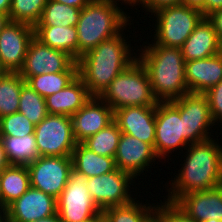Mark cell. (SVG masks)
<instances>
[{"mask_svg":"<svg viewBox=\"0 0 222 222\" xmlns=\"http://www.w3.org/2000/svg\"><path fill=\"white\" fill-rule=\"evenodd\" d=\"M27 169L31 187L57 199L69 180L72 159L71 156H40Z\"/></svg>","mask_w":222,"mask_h":222,"instance_id":"obj_13","label":"cell"},{"mask_svg":"<svg viewBox=\"0 0 222 222\" xmlns=\"http://www.w3.org/2000/svg\"><path fill=\"white\" fill-rule=\"evenodd\" d=\"M10 166V163L7 159L3 143L0 139V172Z\"/></svg>","mask_w":222,"mask_h":222,"instance_id":"obj_42","label":"cell"},{"mask_svg":"<svg viewBox=\"0 0 222 222\" xmlns=\"http://www.w3.org/2000/svg\"><path fill=\"white\" fill-rule=\"evenodd\" d=\"M114 159L116 167L132 175L135 180L143 179L144 171L149 169L151 172L150 168L152 169L156 162L157 165L159 162L163 163V160L160 161L150 144L124 133H121ZM141 174L142 176L139 178L138 176Z\"/></svg>","mask_w":222,"mask_h":222,"instance_id":"obj_14","label":"cell"},{"mask_svg":"<svg viewBox=\"0 0 222 222\" xmlns=\"http://www.w3.org/2000/svg\"><path fill=\"white\" fill-rule=\"evenodd\" d=\"M121 6L122 3L114 0H91L81 9L76 25L78 59L133 22L134 19Z\"/></svg>","mask_w":222,"mask_h":222,"instance_id":"obj_4","label":"cell"},{"mask_svg":"<svg viewBox=\"0 0 222 222\" xmlns=\"http://www.w3.org/2000/svg\"><path fill=\"white\" fill-rule=\"evenodd\" d=\"M121 133L118 124L113 121L106 128L87 138L82 144L98 155L114 158Z\"/></svg>","mask_w":222,"mask_h":222,"instance_id":"obj_31","label":"cell"},{"mask_svg":"<svg viewBox=\"0 0 222 222\" xmlns=\"http://www.w3.org/2000/svg\"><path fill=\"white\" fill-rule=\"evenodd\" d=\"M33 124L22 113L15 112L0 118V136L23 137L34 134Z\"/></svg>","mask_w":222,"mask_h":222,"instance_id":"obj_34","label":"cell"},{"mask_svg":"<svg viewBox=\"0 0 222 222\" xmlns=\"http://www.w3.org/2000/svg\"><path fill=\"white\" fill-rule=\"evenodd\" d=\"M78 76V71L40 74L29 77L25 82L39 95L46 98L61 91Z\"/></svg>","mask_w":222,"mask_h":222,"instance_id":"obj_30","label":"cell"},{"mask_svg":"<svg viewBox=\"0 0 222 222\" xmlns=\"http://www.w3.org/2000/svg\"><path fill=\"white\" fill-rule=\"evenodd\" d=\"M71 121L75 140L82 143L114 121V110L98 96H92L71 116Z\"/></svg>","mask_w":222,"mask_h":222,"instance_id":"obj_17","label":"cell"},{"mask_svg":"<svg viewBox=\"0 0 222 222\" xmlns=\"http://www.w3.org/2000/svg\"><path fill=\"white\" fill-rule=\"evenodd\" d=\"M202 222H222V220L208 219V220H204Z\"/></svg>","mask_w":222,"mask_h":222,"instance_id":"obj_51","label":"cell"},{"mask_svg":"<svg viewBox=\"0 0 222 222\" xmlns=\"http://www.w3.org/2000/svg\"><path fill=\"white\" fill-rule=\"evenodd\" d=\"M114 1H118L120 3H122L123 5L126 4L123 8L126 10V8H128V6H131L133 9V4L135 0H114ZM127 6V7H126ZM126 7V8H125Z\"/></svg>","mask_w":222,"mask_h":222,"instance_id":"obj_47","label":"cell"},{"mask_svg":"<svg viewBox=\"0 0 222 222\" xmlns=\"http://www.w3.org/2000/svg\"><path fill=\"white\" fill-rule=\"evenodd\" d=\"M48 0H11L9 20L29 24L33 27L39 22Z\"/></svg>","mask_w":222,"mask_h":222,"instance_id":"obj_33","label":"cell"},{"mask_svg":"<svg viewBox=\"0 0 222 222\" xmlns=\"http://www.w3.org/2000/svg\"><path fill=\"white\" fill-rule=\"evenodd\" d=\"M10 165L28 166L39 158L34 134L23 137L0 136Z\"/></svg>","mask_w":222,"mask_h":222,"instance_id":"obj_26","label":"cell"},{"mask_svg":"<svg viewBox=\"0 0 222 222\" xmlns=\"http://www.w3.org/2000/svg\"><path fill=\"white\" fill-rule=\"evenodd\" d=\"M0 222H8L7 210L5 208H0Z\"/></svg>","mask_w":222,"mask_h":222,"instance_id":"obj_46","label":"cell"},{"mask_svg":"<svg viewBox=\"0 0 222 222\" xmlns=\"http://www.w3.org/2000/svg\"><path fill=\"white\" fill-rule=\"evenodd\" d=\"M18 112L26 116L35 125L39 124L49 114L45 98L27 83L21 88Z\"/></svg>","mask_w":222,"mask_h":222,"instance_id":"obj_32","label":"cell"},{"mask_svg":"<svg viewBox=\"0 0 222 222\" xmlns=\"http://www.w3.org/2000/svg\"><path fill=\"white\" fill-rule=\"evenodd\" d=\"M34 36L33 26L14 21H9L0 32V60L8 72H19L23 67Z\"/></svg>","mask_w":222,"mask_h":222,"instance_id":"obj_15","label":"cell"},{"mask_svg":"<svg viewBox=\"0 0 222 222\" xmlns=\"http://www.w3.org/2000/svg\"><path fill=\"white\" fill-rule=\"evenodd\" d=\"M156 106H132L114 111V121L124 134H129L139 140L155 144Z\"/></svg>","mask_w":222,"mask_h":222,"instance_id":"obj_18","label":"cell"},{"mask_svg":"<svg viewBox=\"0 0 222 222\" xmlns=\"http://www.w3.org/2000/svg\"><path fill=\"white\" fill-rule=\"evenodd\" d=\"M204 94L208 99L213 122L220 127L222 125V80Z\"/></svg>","mask_w":222,"mask_h":222,"instance_id":"obj_36","label":"cell"},{"mask_svg":"<svg viewBox=\"0 0 222 222\" xmlns=\"http://www.w3.org/2000/svg\"><path fill=\"white\" fill-rule=\"evenodd\" d=\"M156 202V213L162 218L163 222H196L182 211L174 202L160 200Z\"/></svg>","mask_w":222,"mask_h":222,"instance_id":"obj_35","label":"cell"},{"mask_svg":"<svg viewBox=\"0 0 222 222\" xmlns=\"http://www.w3.org/2000/svg\"><path fill=\"white\" fill-rule=\"evenodd\" d=\"M80 12V8L48 0L35 26H76Z\"/></svg>","mask_w":222,"mask_h":222,"instance_id":"obj_29","label":"cell"},{"mask_svg":"<svg viewBox=\"0 0 222 222\" xmlns=\"http://www.w3.org/2000/svg\"><path fill=\"white\" fill-rule=\"evenodd\" d=\"M0 208H2L1 191H0Z\"/></svg>","mask_w":222,"mask_h":222,"instance_id":"obj_52","label":"cell"},{"mask_svg":"<svg viewBox=\"0 0 222 222\" xmlns=\"http://www.w3.org/2000/svg\"><path fill=\"white\" fill-rule=\"evenodd\" d=\"M150 17L155 23L151 25L149 22L148 25L154 28L151 31H155L151 32V37L148 38H152L151 41L156 45L180 48L204 15L198 9L181 4L158 8L149 14Z\"/></svg>","mask_w":222,"mask_h":222,"instance_id":"obj_6","label":"cell"},{"mask_svg":"<svg viewBox=\"0 0 222 222\" xmlns=\"http://www.w3.org/2000/svg\"><path fill=\"white\" fill-rule=\"evenodd\" d=\"M175 204L196 222L222 220V185L215 189L182 195Z\"/></svg>","mask_w":222,"mask_h":222,"instance_id":"obj_19","label":"cell"},{"mask_svg":"<svg viewBox=\"0 0 222 222\" xmlns=\"http://www.w3.org/2000/svg\"><path fill=\"white\" fill-rule=\"evenodd\" d=\"M92 97L83 83L77 76L61 91L45 98L49 114L72 116L83 107Z\"/></svg>","mask_w":222,"mask_h":222,"instance_id":"obj_22","label":"cell"},{"mask_svg":"<svg viewBox=\"0 0 222 222\" xmlns=\"http://www.w3.org/2000/svg\"><path fill=\"white\" fill-rule=\"evenodd\" d=\"M182 5L202 10L205 5V0H182Z\"/></svg>","mask_w":222,"mask_h":222,"instance_id":"obj_41","label":"cell"},{"mask_svg":"<svg viewBox=\"0 0 222 222\" xmlns=\"http://www.w3.org/2000/svg\"><path fill=\"white\" fill-rule=\"evenodd\" d=\"M190 145L184 138L183 118H180L179 110L171 102H158L155 117V144L154 151L157 157L171 160L172 152L183 153ZM178 150V151H177ZM170 155V156H169ZM166 157L168 159H166ZM166 159V160H165Z\"/></svg>","mask_w":222,"mask_h":222,"instance_id":"obj_8","label":"cell"},{"mask_svg":"<svg viewBox=\"0 0 222 222\" xmlns=\"http://www.w3.org/2000/svg\"><path fill=\"white\" fill-rule=\"evenodd\" d=\"M35 37L43 44L64 51L78 60V36L76 26H35Z\"/></svg>","mask_w":222,"mask_h":222,"instance_id":"obj_23","label":"cell"},{"mask_svg":"<svg viewBox=\"0 0 222 222\" xmlns=\"http://www.w3.org/2000/svg\"><path fill=\"white\" fill-rule=\"evenodd\" d=\"M141 4V5H140ZM182 0H135L133 7L142 6L145 11V15L156 11L158 8L170 6V5H181ZM149 12V13H146Z\"/></svg>","mask_w":222,"mask_h":222,"instance_id":"obj_37","label":"cell"},{"mask_svg":"<svg viewBox=\"0 0 222 222\" xmlns=\"http://www.w3.org/2000/svg\"><path fill=\"white\" fill-rule=\"evenodd\" d=\"M34 222H61V220L60 217L57 214H55L46 218L39 219Z\"/></svg>","mask_w":222,"mask_h":222,"instance_id":"obj_45","label":"cell"},{"mask_svg":"<svg viewBox=\"0 0 222 222\" xmlns=\"http://www.w3.org/2000/svg\"><path fill=\"white\" fill-rule=\"evenodd\" d=\"M216 137L190 144L184 155L180 154L184 159L180 160L181 169H178V173L175 171L173 180L171 178L165 183V192H168L164 197L166 201L175 203L182 195L222 185V141L219 144Z\"/></svg>","mask_w":222,"mask_h":222,"instance_id":"obj_1","label":"cell"},{"mask_svg":"<svg viewBox=\"0 0 222 222\" xmlns=\"http://www.w3.org/2000/svg\"><path fill=\"white\" fill-rule=\"evenodd\" d=\"M71 159L72 168L87 178L101 176L117 169L114 158L98 155L82 143H77L71 154Z\"/></svg>","mask_w":222,"mask_h":222,"instance_id":"obj_24","label":"cell"},{"mask_svg":"<svg viewBox=\"0 0 222 222\" xmlns=\"http://www.w3.org/2000/svg\"><path fill=\"white\" fill-rule=\"evenodd\" d=\"M148 222H163L162 218L156 213Z\"/></svg>","mask_w":222,"mask_h":222,"instance_id":"obj_50","label":"cell"},{"mask_svg":"<svg viewBox=\"0 0 222 222\" xmlns=\"http://www.w3.org/2000/svg\"><path fill=\"white\" fill-rule=\"evenodd\" d=\"M59 3L66 4L67 6L77 7V8H84L91 0H50Z\"/></svg>","mask_w":222,"mask_h":222,"instance_id":"obj_40","label":"cell"},{"mask_svg":"<svg viewBox=\"0 0 222 222\" xmlns=\"http://www.w3.org/2000/svg\"><path fill=\"white\" fill-rule=\"evenodd\" d=\"M133 202L116 207H109L102 211L104 222H148L156 214V203H149L148 200Z\"/></svg>","mask_w":222,"mask_h":222,"instance_id":"obj_27","label":"cell"},{"mask_svg":"<svg viewBox=\"0 0 222 222\" xmlns=\"http://www.w3.org/2000/svg\"><path fill=\"white\" fill-rule=\"evenodd\" d=\"M8 222H34L57 214V199L30 187L7 208Z\"/></svg>","mask_w":222,"mask_h":222,"instance_id":"obj_16","label":"cell"},{"mask_svg":"<svg viewBox=\"0 0 222 222\" xmlns=\"http://www.w3.org/2000/svg\"><path fill=\"white\" fill-rule=\"evenodd\" d=\"M131 24L133 23L130 22L120 33L103 40L77 60L78 76L92 96H99L119 73L137 60V50L134 52L133 45L131 46L133 38L131 40L128 35L126 37L124 32H132L129 31Z\"/></svg>","mask_w":222,"mask_h":222,"instance_id":"obj_2","label":"cell"},{"mask_svg":"<svg viewBox=\"0 0 222 222\" xmlns=\"http://www.w3.org/2000/svg\"><path fill=\"white\" fill-rule=\"evenodd\" d=\"M133 179L132 175L117 168L101 176L89 177L86 184L95 204L103 211L109 207L127 205L137 199L133 198L135 194L132 188L137 185Z\"/></svg>","mask_w":222,"mask_h":222,"instance_id":"obj_10","label":"cell"},{"mask_svg":"<svg viewBox=\"0 0 222 222\" xmlns=\"http://www.w3.org/2000/svg\"><path fill=\"white\" fill-rule=\"evenodd\" d=\"M34 136L39 156H71L77 142L70 116L48 114L35 125Z\"/></svg>","mask_w":222,"mask_h":222,"instance_id":"obj_9","label":"cell"},{"mask_svg":"<svg viewBox=\"0 0 222 222\" xmlns=\"http://www.w3.org/2000/svg\"><path fill=\"white\" fill-rule=\"evenodd\" d=\"M213 24L218 40L222 46V10H217L207 17Z\"/></svg>","mask_w":222,"mask_h":222,"instance_id":"obj_38","label":"cell"},{"mask_svg":"<svg viewBox=\"0 0 222 222\" xmlns=\"http://www.w3.org/2000/svg\"><path fill=\"white\" fill-rule=\"evenodd\" d=\"M64 71H78L77 61L68 53L53 49L35 36L31 40L19 74L26 81L31 76Z\"/></svg>","mask_w":222,"mask_h":222,"instance_id":"obj_12","label":"cell"},{"mask_svg":"<svg viewBox=\"0 0 222 222\" xmlns=\"http://www.w3.org/2000/svg\"><path fill=\"white\" fill-rule=\"evenodd\" d=\"M138 47L137 44L134 47L139 52L137 59L147 71L158 102H170L189 93L181 48L156 45L152 41H143Z\"/></svg>","mask_w":222,"mask_h":222,"instance_id":"obj_3","label":"cell"},{"mask_svg":"<svg viewBox=\"0 0 222 222\" xmlns=\"http://www.w3.org/2000/svg\"><path fill=\"white\" fill-rule=\"evenodd\" d=\"M217 10H222V0H205V5L201 12L204 17H208Z\"/></svg>","mask_w":222,"mask_h":222,"instance_id":"obj_39","label":"cell"},{"mask_svg":"<svg viewBox=\"0 0 222 222\" xmlns=\"http://www.w3.org/2000/svg\"><path fill=\"white\" fill-rule=\"evenodd\" d=\"M9 15L6 13L0 12V32L3 30V28L6 26V24L9 22Z\"/></svg>","mask_w":222,"mask_h":222,"instance_id":"obj_44","label":"cell"},{"mask_svg":"<svg viewBox=\"0 0 222 222\" xmlns=\"http://www.w3.org/2000/svg\"><path fill=\"white\" fill-rule=\"evenodd\" d=\"M87 177L72 168L64 190L57 198L61 222H86L102 213L87 189Z\"/></svg>","mask_w":222,"mask_h":222,"instance_id":"obj_7","label":"cell"},{"mask_svg":"<svg viewBox=\"0 0 222 222\" xmlns=\"http://www.w3.org/2000/svg\"><path fill=\"white\" fill-rule=\"evenodd\" d=\"M8 73L7 69L2 65L1 60H0V78L5 76Z\"/></svg>","mask_w":222,"mask_h":222,"instance_id":"obj_48","label":"cell"},{"mask_svg":"<svg viewBox=\"0 0 222 222\" xmlns=\"http://www.w3.org/2000/svg\"><path fill=\"white\" fill-rule=\"evenodd\" d=\"M185 78L191 93H205L222 80V52L185 62Z\"/></svg>","mask_w":222,"mask_h":222,"instance_id":"obj_20","label":"cell"},{"mask_svg":"<svg viewBox=\"0 0 222 222\" xmlns=\"http://www.w3.org/2000/svg\"><path fill=\"white\" fill-rule=\"evenodd\" d=\"M184 61L209 58L222 51L212 22L204 17L180 47Z\"/></svg>","mask_w":222,"mask_h":222,"instance_id":"obj_21","label":"cell"},{"mask_svg":"<svg viewBox=\"0 0 222 222\" xmlns=\"http://www.w3.org/2000/svg\"><path fill=\"white\" fill-rule=\"evenodd\" d=\"M25 83L18 72H8L0 78V118L18 112L21 88Z\"/></svg>","mask_w":222,"mask_h":222,"instance_id":"obj_28","label":"cell"},{"mask_svg":"<svg viewBox=\"0 0 222 222\" xmlns=\"http://www.w3.org/2000/svg\"><path fill=\"white\" fill-rule=\"evenodd\" d=\"M31 187L27 166L10 165L0 172L2 208H7Z\"/></svg>","mask_w":222,"mask_h":222,"instance_id":"obj_25","label":"cell"},{"mask_svg":"<svg viewBox=\"0 0 222 222\" xmlns=\"http://www.w3.org/2000/svg\"><path fill=\"white\" fill-rule=\"evenodd\" d=\"M98 97L114 111L124 107L158 104L147 71L138 59L119 73Z\"/></svg>","mask_w":222,"mask_h":222,"instance_id":"obj_5","label":"cell"},{"mask_svg":"<svg viewBox=\"0 0 222 222\" xmlns=\"http://www.w3.org/2000/svg\"><path fill=\"white\" fill-rule=\"evenodd\" d=\"M86 222H104V218H103V215L101 213L96 218H93V219H91L89 221H86Z\"/></svg>","mask_w":222,"mask_h":222,"instance_id":"obj_49","label":"cell"},{"mask_svg":"<svg viewBox=\"0 0 222 222\" xmlns=\"http://www.w3.org/2000/svg\"><path fill=\"white\" fill-rule=\"evenodd\" d=\"M11 0H0V12L9 14Z\"/></svg>","mask_w":222,"mask_h":222,"instance_id":"obj_43","label":"cell"},{"mask_svg":"<svg viewBox=\"0 0 222 222\" xmlns=\"http://www.w3.org/2000/svg\"><path fill=\"white\" fill-rule=\"evenodd\" d=\"M170 102L179 110L180 118H183L184 138L190 144L213 137L214 131L211 128L215 130L217 127L205 94L189 92Z\"/></svg>","mask_w":222,"mask_h":222,"instance_id":"obj_11","label":"cell"}]
</instances>
